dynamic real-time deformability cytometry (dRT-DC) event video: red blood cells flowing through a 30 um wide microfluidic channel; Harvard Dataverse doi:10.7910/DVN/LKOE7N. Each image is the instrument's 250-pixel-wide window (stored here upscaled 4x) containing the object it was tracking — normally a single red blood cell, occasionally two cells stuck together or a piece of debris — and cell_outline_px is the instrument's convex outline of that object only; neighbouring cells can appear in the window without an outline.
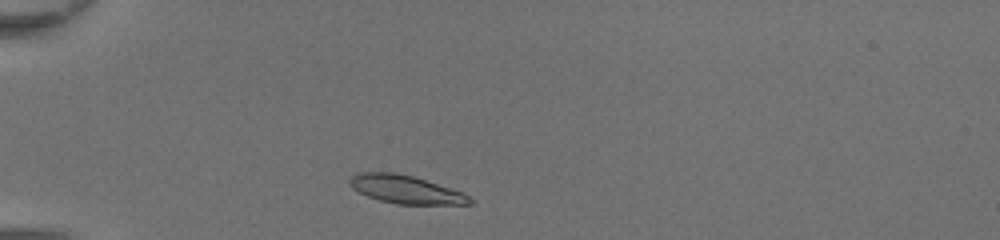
{"species": "common noctule bat (a hibernating species)", "species_latin": "Nyctalus noctula", "temperature_condition": "room temperature", "stored_images_in_passage": 31, "camera_frame_rate_fps": 3000, "um_per_image_px": 0.085, "animal": {"sex": "female", "body_mass_g": 20.0, "forearm_length_mm": 54.0}, "frame": {"image": 1, "passage_image": 2, "time_ms": 0.333, "image_size_px": [1000, 240], "cell_outline_px": [[476, 204], [396, 204], [380, 200], [368, 196], [352, 188], [348, 180], [356, 172], [396, 172], [412, 176], [464, 192], [476, 200]], "centroid_in_image_um": [34.53, 16.1], "position_along_channel_um": 50.5, "area_um2": 19.83}}
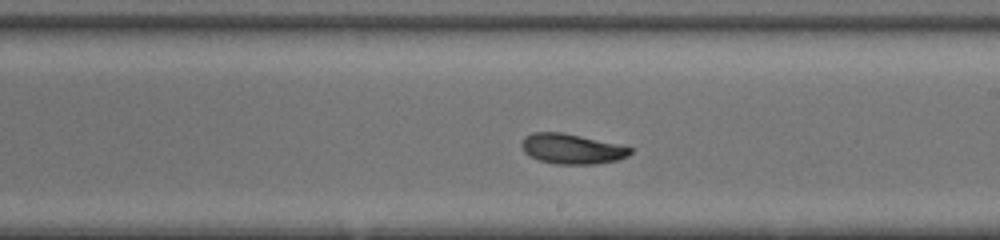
{"frame": {"image": 2, "passage_image": 17, "time_ms": 5.333, "image_size_px": [1000, 240], "cell_outline_px": [[632, 152], [628, 156], [620, 160], [596, 164], [556, 164], [540, 160], [528, 156], [524, 152], [520, 144], [532, 132], [560, 132], [580, 136], [616, 144], [632, 148]], "centroid_in_image_um": [48.61, 12.67], "position_along_channel_um": 240.4, "area_um2": 18.9}}
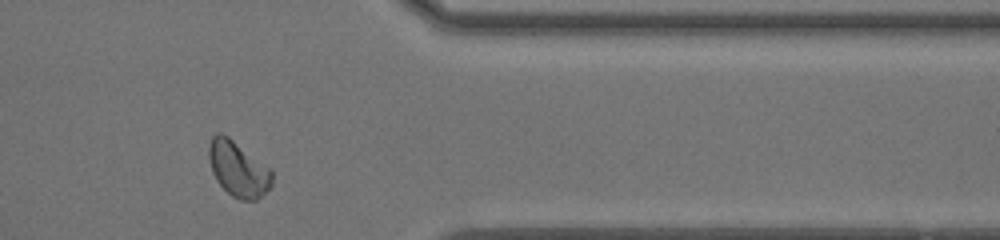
{"frame": {"image": 3, "passage_image": 28, "time_ms": 9.0, "image_size_px": [1000, 240], "cell_outline_px": [[272, 184], [256, 200], [240, 200], [232, 196], [216, 180], [212, 172], [208, 156], [208, 148], [212, 136], [216, 132], [220, 132], [228, 136], [268, 168], [272, 172]], "centroid_in_image_um": [20.2, 14.35], "position_along_channel_um": 391.2, "area_um2": 19.94}, "authors_computed_cell_mechanics": {"area_um2": 19.5942, "velocity_mm_per_s": 4.3757, "shape_relaxation_time_tau1_ms": 2.8874, "shape_relaxation_time_tau2_ms": 5.9231, "deformation_change_tau1": 0.1057, "deformation_change_tau2": 0.0753}}